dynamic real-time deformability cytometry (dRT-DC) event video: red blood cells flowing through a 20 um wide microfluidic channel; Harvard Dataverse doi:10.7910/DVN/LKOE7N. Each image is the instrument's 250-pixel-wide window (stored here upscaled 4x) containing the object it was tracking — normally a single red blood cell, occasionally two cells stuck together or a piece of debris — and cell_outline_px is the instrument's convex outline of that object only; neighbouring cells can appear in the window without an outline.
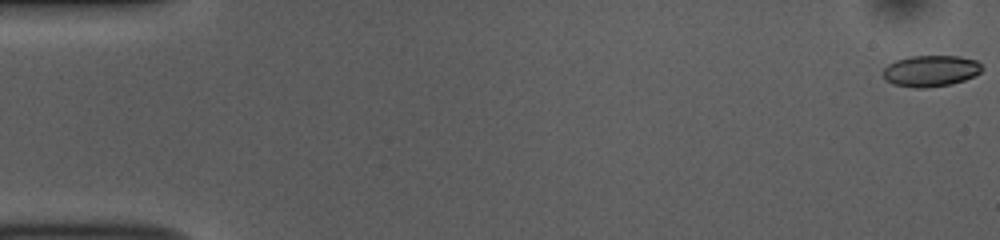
{"species": "common noctule bat (a hibernating species)", "species_latin": "Nyctalus noctula", "temperature_condition": "room temperature", "stored_images_in_passage": 54, "camera_frame_rate_fps": 3000, "um_per_image_px": 0.085, "animal": {"sex": "female", "body_mass_g": 10.0, "forearm_length_mm": 53.1}, "frame": {"image": 1, "passage_image": 1, "time_ms": 0.0, "image_size_px": [1000, 240], "cell_outline_px": [[984, 68], [980, 72], [964, 80], [952, 84], [924, 88], [912, 88], [892, 84], [880, 72], [888, 64], [896, 60], [908, 56], [960, 56], [976, 60]], "centroid_in_image_um": [79.09, 6.02], "position_along_channel_um": 5.9, "area_um2": 18.15}}
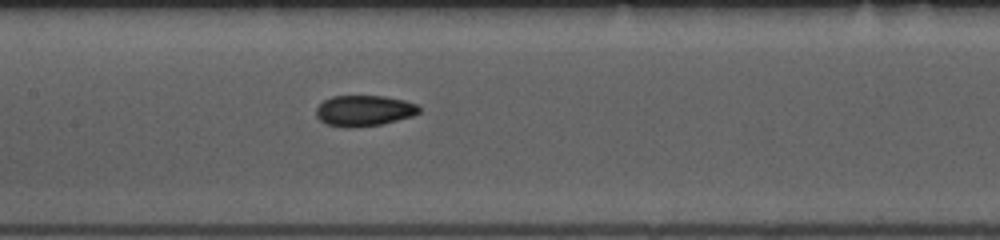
{"frame": {"image": 2, "passage_image": 26, "time_ms": 8.333, "image_size_px": [1000, 240], "cell_outline_px": [[420, 112], [412, 116], [384, 124], [348, 128], [344, 128], [328, 124], [320, 120], [316, 116], [316, 108], [324, 100], [332, 96], [384, 96], [404, 100], [416, 104], [420, 108]], "centroid_in_image_um": [30.94, 9.41], "position_along_channel_um": 176.5, "area_um2": 18.55}}
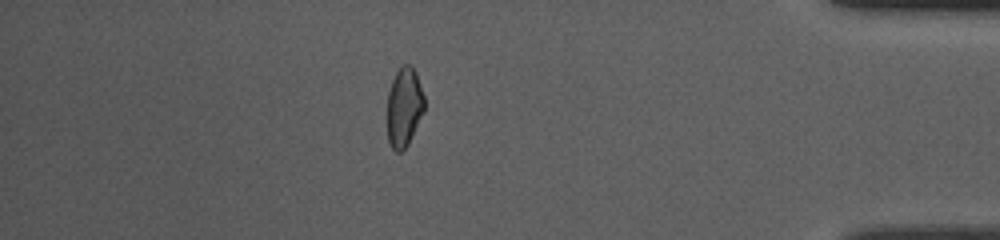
{"frame": {"image": 3, "passage_image": 47, "time_ms": 15.333, "image_size_px": [1000, 240], "cell_outline_px": [[424, 112], [408, 144], [400, 152], [396, 152], [392, 148], [388, 140], [388, 92], [392, 80], [400, 64], [412, 64], [416, 72], [424, 96]], "centroid_in_image_um": [34.36, 9.06], "position_along_channel_um": 400.8, "area_um2": 17.22}, "authors_computed_cell_mechanics": {"area_um2": 18.3804, "velocity_mm_per_s": 3.7806, "shape_relaxation_time_tau1_ms": null, "shape_relaxation_time_tau2_ms": 1.8154, "deformation_change_tau1": null, "deformation_change_tau2": 0.0671}}